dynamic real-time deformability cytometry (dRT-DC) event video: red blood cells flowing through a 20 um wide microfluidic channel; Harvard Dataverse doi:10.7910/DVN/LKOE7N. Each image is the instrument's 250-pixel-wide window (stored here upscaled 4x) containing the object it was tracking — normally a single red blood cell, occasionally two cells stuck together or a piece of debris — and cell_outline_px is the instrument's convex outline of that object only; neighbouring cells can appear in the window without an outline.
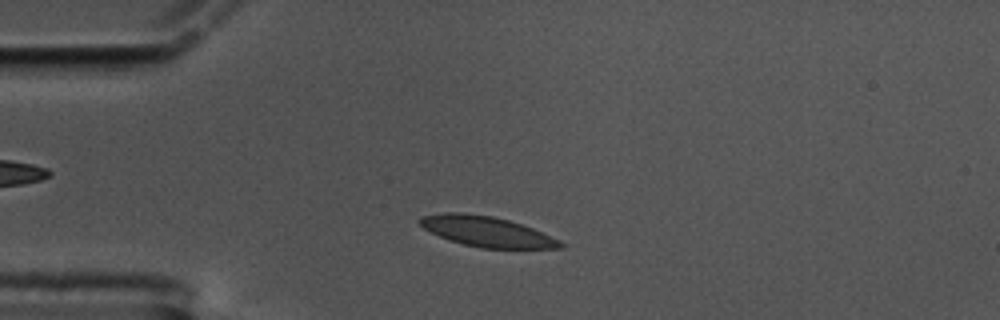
{"species": "common noctule bat (a hibernating species)", "species_latin": "Nyctalus noctula", "temperature_condition": "cold", "stored_images_in_passage": 52, "camera_frame_rate_fps": 3000, "um_per_image_px": 0.085, "animal": {"sex": "male", "body_mass_g": 17.5, "forearm_length_mm": 52.3}, "frame": {"image": 1, "passage_image": 8, "time_ms": 2.333, "image_size_px": [1000, 320], "cell_outline_px": [[564, 244], [560, 248], [480, 248], [448, 240], [424, 228], [416, 220], [420, 216], [444, 212], [460, 212], [492, 216], [508, 220], [532, 228], [560, 240]], "centroid_in_image_um": [41.32, 19.67], "position_along_channel_um": 43.7, "area_um2": 24.62}}
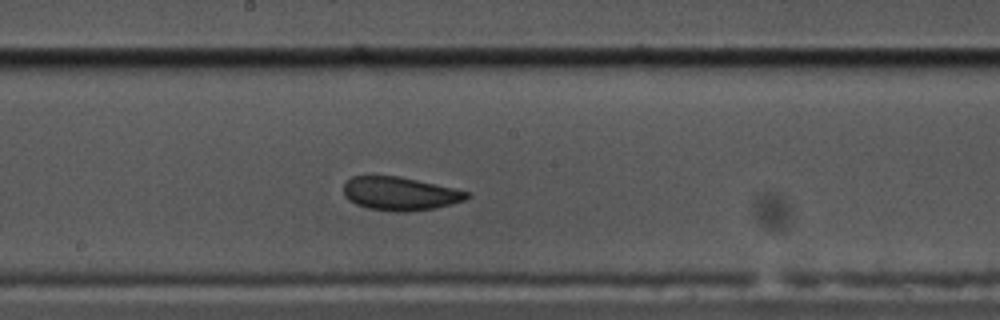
{"frame": {"image": 2, "passage_image": 25, "time_ms": 8.0, "image_size_px": [1000, 320], "cell_outline_px": [[472, 196], [464, 200], [436, 208], [408, 212], [396, 212], [368, 208], [356, 204], [348, 200], [344, 196], [344, 184], [352, 176], [396, 176], [416, 180], [452, 188], [468, 192]], "centroid_in_image_um": [33.98, 16.47], "position_along_channel_um": 214.2, "area_um2": 23.81}}
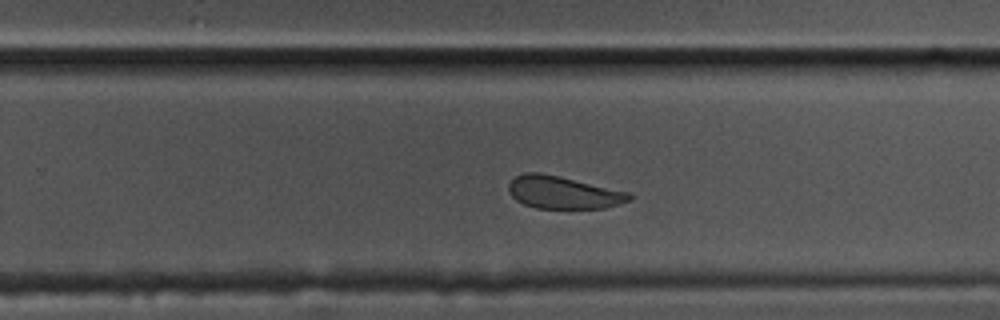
{"frame": {"image": 3, "passage_image": 31, "time_ms": 10.0, "image_size_px": [1000, 320], "cell_outline_px": [[632, 200], [604, 208], [536, 208], [524, 204], [516, 200], [508, 192], [508, 184], [516, 176], [524, 172], [540, 172], [560, 176], [632, 192]], "centroid_in_image_um": [47.89, 16.35], "position_along_channel_um": 281.9, "area_um2": 23.12}, "authors_computed_cell_mechanics": {"area_um2": 24.565, "velocity_mm_per_s": 3.3852, "shape_relaxation_time_tau1_ms": 3.4878, "shape_relaxation_time_tau2_ms": 2.1284, "deformation_change_tau1": 0.0956, "deformation_change_tau2": 0.0687}}